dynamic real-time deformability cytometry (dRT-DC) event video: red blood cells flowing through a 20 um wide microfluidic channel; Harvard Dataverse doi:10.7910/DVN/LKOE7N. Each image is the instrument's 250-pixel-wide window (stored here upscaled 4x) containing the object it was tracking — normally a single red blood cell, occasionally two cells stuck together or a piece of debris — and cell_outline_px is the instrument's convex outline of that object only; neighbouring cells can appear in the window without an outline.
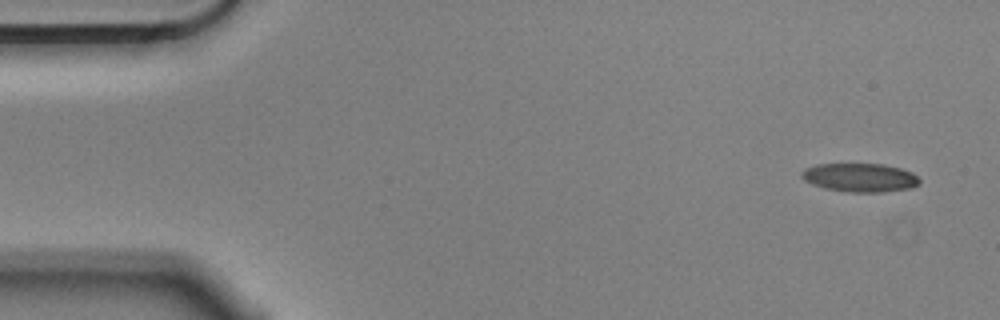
{"species": "Egyptian fruit bat (a non-hibernating species)", "species_latin": "Rousettus aegyptiacus", "temperature_condition": "cold", "stored_images_in_passage": 9, "camera_frame_rate_fps": 3000, "um_per_image_px": 0.085, "animal": {"sex": "male"}, "frame": {"image": 1, "passage_image": 1, "time_ms": 0.0, "image_size_px": [1000, 320], "cell_outline_px": [[920, 184], [912, 188], [880, 192], [848, 192], [824, 188], [812, 184], [804, 180], [800, 176], [800, 172], [804, 168], [816, 164], [884, 164], [900, 168], [912, 172], [920, 180]], "centroid_in_image_um": [73.08, 15.09], "position_along_channel_um": 11.9, "area_um2": 19.83}}
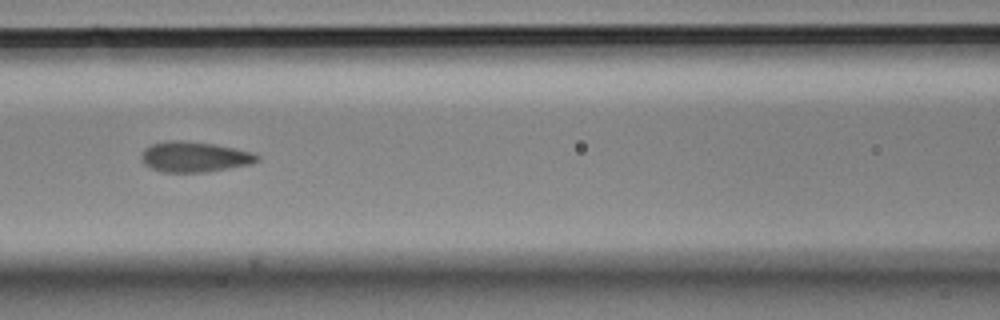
{"frame": {"image": 2, "passage_image": 7, "time_ms": 2.0, "image_size_px": [1000, 320], "cell_outline_px": [[260, 160], [252, 164], [208, 172], [160, 172], [144, 164], [140, 160], [140, 156], [144, 148], [152, 144], [168, 140], [180, 140], [212, 144], [252, 152], [260, 156]], "centroid_in_image_um": [16.51, 13.34], "position_along_channel_um": 150.1, "area_um2": 20.63}}
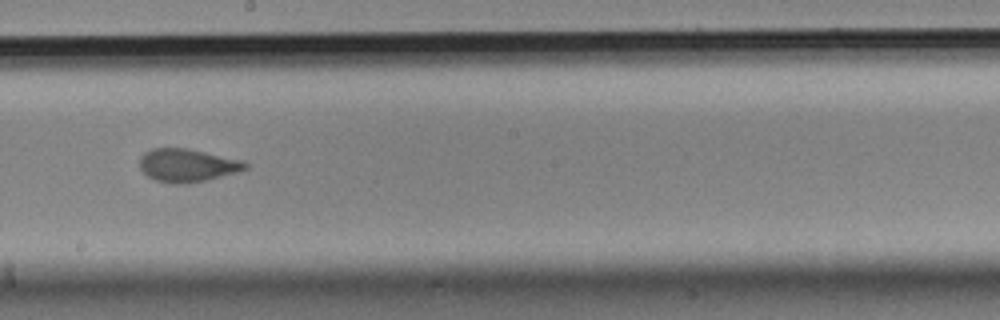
{"frame": {"image": 3, "passage_image": 9, "time_ms": 2.667, "image_size_px": [1000, 320], "cell_outline_px": [[248, 168], [236, 172], [188, 184], [172, 184], [156, 180], [148, 176], [140, 168], [140, 156], [144, 152], [152, 148], [188, 148], [244, 160], [248, 164]], "centroid_in_image_um": [15.91, 14.04], "position_along_channel_um": 232.3, "area_um2": 20.4}}